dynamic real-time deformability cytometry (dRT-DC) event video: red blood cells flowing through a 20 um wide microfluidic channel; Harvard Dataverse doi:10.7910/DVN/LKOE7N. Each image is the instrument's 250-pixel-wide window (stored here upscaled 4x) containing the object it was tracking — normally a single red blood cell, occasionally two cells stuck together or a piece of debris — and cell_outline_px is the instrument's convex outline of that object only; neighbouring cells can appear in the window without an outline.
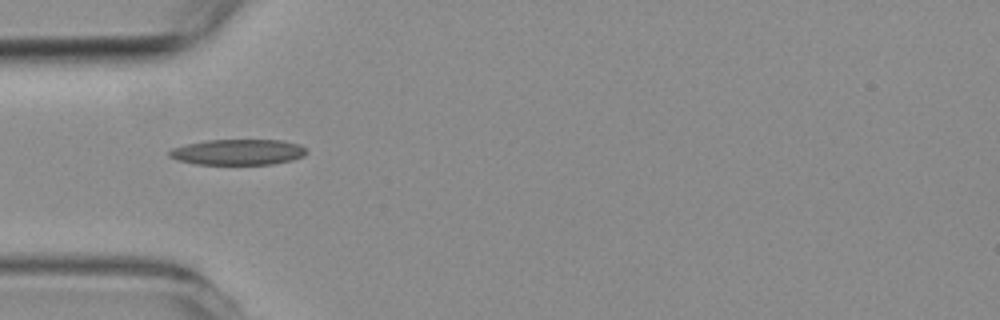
{"species": "common noctule bat (a hibernating species)", "species_latin": "Nyctalus noctula", "temperature_condition": "room temperature", "stored_images_in_passage": 5, "camera_frame_rate_fps": 3000, "um_per_image_px": 0.085, "animal": {"sex": "female", "body_mass_g": 19.3, "forearm_length_mm": 54.1}, "frame": {"image": 1, "passage_image": 3, "time_ms": 2.333, "image_size_px": [1000, 320], "cell_outline_px": [[308, 152], [304, 156], [292, 160], [272, 164], [196, 164], [176, 160], [168, 156], [168, 152], [172, 148], [188, 144], [208, 140], [284, 140], [300, 144]], "centroid_in_image_um": [20.24, 12.93], "position_along_channel_um": 64.8, "area_um2": 20.58}}
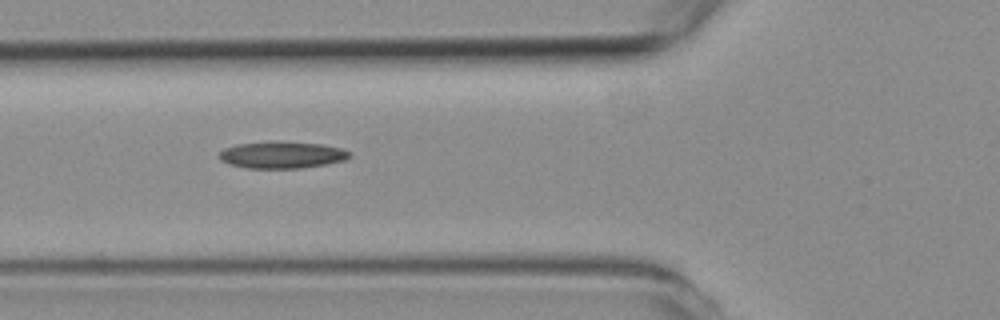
{"frame": {"image": 2, "passage_image": 4, "time_ms": 3.333, "image_size_px": [1000, 320], "cell_outline_px": [[352, 156], [344, 160], [304, 168], [248, 168], [228, 164], [220, 156], [220, 152], [224, 148], [236, 144], [272, 140], [280, 140], [324, 144], [344, 148]], "centroid_in_image_um": [23.99, 13.14], "position_along_channel_um": 101.8, "area_um2": 20.69}}
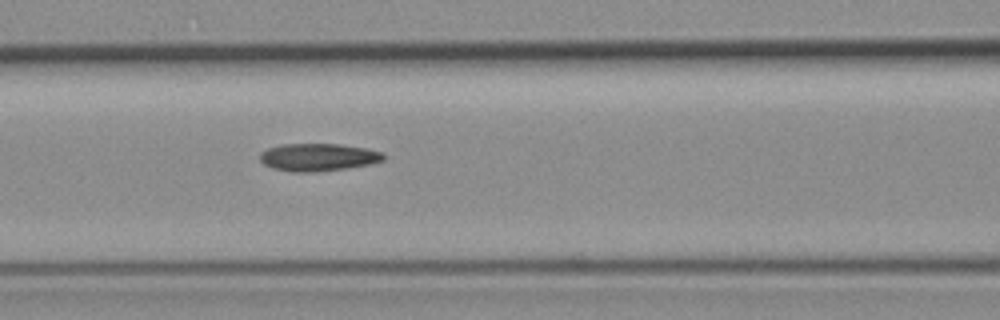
{"frame": {"image": 3, "passage_image": 5, "time_ms": 4.333, "image_size_px": [1000, 320], "cell_outline_px": [[384, 160], [368, 164], [348, 168], [316, 172], [292, 172], [272, 168], [264, 164], [260, 160], [260, 152], [268, 148], [280, 144], [340, 144], [368, 148], [380, 152], [384, 156]], "centroid_in_image_um": [27.01, 13.36], "position_along_channel_um": 139.6, "area_um2": 19.94}}